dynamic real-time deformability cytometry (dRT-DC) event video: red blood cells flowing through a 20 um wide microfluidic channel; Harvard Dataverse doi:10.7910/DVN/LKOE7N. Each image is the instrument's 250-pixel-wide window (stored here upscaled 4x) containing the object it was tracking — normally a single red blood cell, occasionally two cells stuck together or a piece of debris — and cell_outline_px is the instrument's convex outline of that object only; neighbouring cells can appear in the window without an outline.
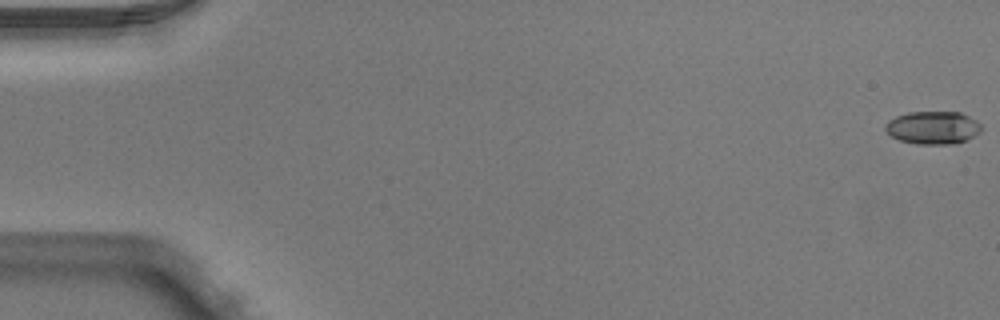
{"species": "Egyptian fruit bat (a non-hibernating species)", "species_latin": "Rousettus aegyptiacus", "temperature_condition": "warm", "stored_images_in_passage": 52, "camera_frame_rate_fps": 3000, "um_per_image_px": 0.085, "animal": {"sex": "male"}, "frame": {"image": 1, "passage_image": 1, "time_ms": 0.0, "image_size_px": [1000, 320], "cell_outline_px": [[980, 132], [956, 144], [916, 144], [900, 140], [892, 136], [884, 128], [888, 120], [896, 116], [908, 112], [960, 112], [976, 120], [980, 124]], "centroid_in_image_um": [79.28, 10.85], "position_along_channel_um": 5.7, "area_um2": 18.26}}
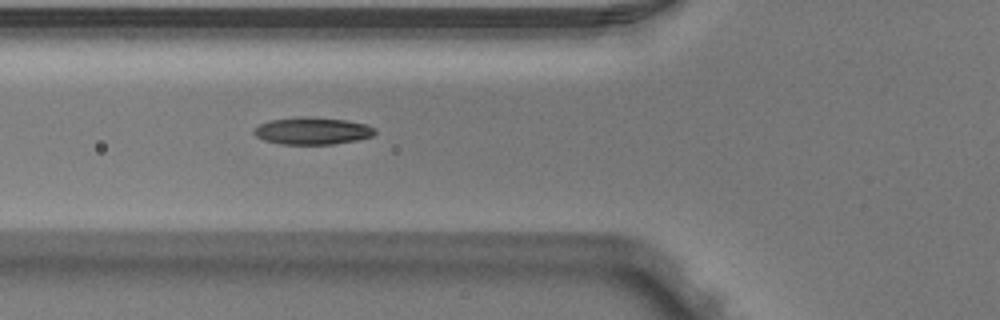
{"frame": {"image": 2, "passage_image": 20, "time_ms": 6.333, "image_size_px": [1000, 320], "cell_outline_px": [[376, 132], [372, 136], [356, 140], [332, 144], [280, 144], [264, 140], [256, 136], [252, 132], [260, 124], [268, 120], [296, 116], [312, 116], [348, 120], [364, 124], [376, 128]], "centroid_in_image_um": [26.54, 11.1], "position_along_channel_um": 99.3, "area_um2": 19.36}}
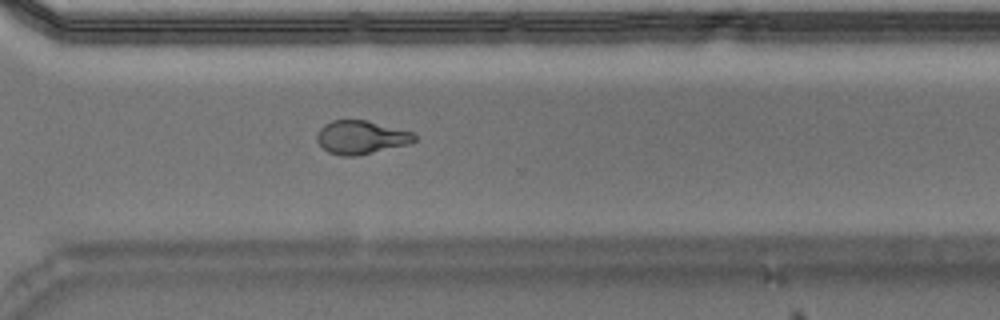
{"frame": {"image": 3, "passage_image": 38, "time_ms": 12.333, "image_size_px": [1000, 320], "cell_outline_px": [[416, 140], [408, 144], [356, 156], [340, 156], [328, 152], [316, 140], [316, 136], [320, 128], [324, 124], [332, 120], [368, 120], [412, 132], [416, 136]], "centroid_in_image_um": [30.67, 11.67], "position_along_channel_um": 339.9, "area_um2": 18.96}, "authors_computed_cell_mechanics": {"area_um2": 18.9006, "velocity_mm_per_s": 4.0063, "shape_relaxation_time_tau1_ms": 7.0567, "shape_relaxation_time_tau2_ms": 1.5441, "deformation_change_tau1": 0.2391, "deformation_change_tau2": 0.0773}}